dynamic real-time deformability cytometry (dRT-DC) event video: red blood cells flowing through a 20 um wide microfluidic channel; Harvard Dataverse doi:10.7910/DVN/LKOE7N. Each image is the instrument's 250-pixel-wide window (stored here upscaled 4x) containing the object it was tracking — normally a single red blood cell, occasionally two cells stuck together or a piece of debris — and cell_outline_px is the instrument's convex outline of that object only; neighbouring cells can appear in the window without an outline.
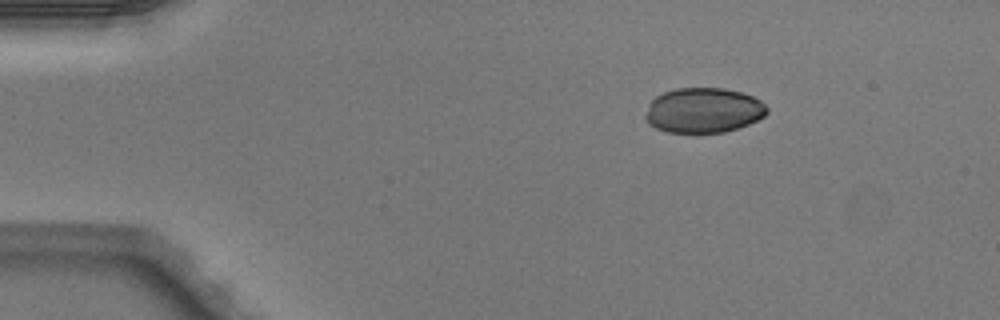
{"species": "Egyptian fruit bat (a non-hibernating species)", "species_latin": "Rousettus aegyptiacus", "temperature_condition": "warm", "stored_images_in_passage": 3, "camera_frame_rate_fps": 3000, "um_per_image_px": 0.085, "animal": {"sex": "male"}, "frame": {"image": 1, "passage_image": 1, "time_ms": 0.0, "image_size_px": [1000, 320], "cell_outline_px": [[768, 112], [764, 116], [748, 124], [724, 132], [668, 132], [656, 128], [648, 124], [644, 116], [648, 104], [656, 96], [664, 92], [676, 88], [724, 88], [740, 92], [752, 96], [760, 100], [768, 108]], "centroid_in_image_um": [59.77, 9.37], "position_along_channel_um": 25.2, "area_um2": 31.85}}
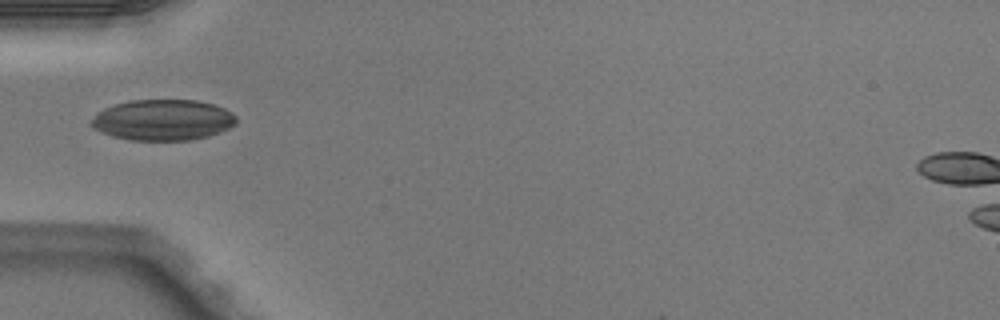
{"frame": {"image": 2, "passage_image": 3, "time_ms": 0.667, "image_size_px": [1000, 320], "cell_outline_px": [[236, 124], [220, 132], [208, 136], [192, 140], [128, 140], [112, 136], [100, 132], [92, 128], [88, 124], [104, 108], [128, 100], [196, 100], [212, 104], [224, 108], [232, 112], [236, 116]], "centroid_in_image_um": [13.84, 10.2], "position_along_channel_um": 71.2, "area_um2": 34.62}}